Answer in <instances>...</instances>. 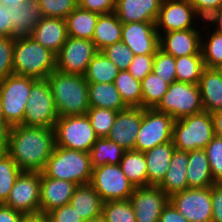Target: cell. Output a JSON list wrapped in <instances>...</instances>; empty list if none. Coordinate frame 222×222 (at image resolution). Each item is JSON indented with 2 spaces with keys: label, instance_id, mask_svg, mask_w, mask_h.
Segmentation results:
<instances>
[{
  "label": "cell",
  "instance_id": "6da1fadb",
  "mask_svg": "<svg viewBox=\"0 0 222 222\" xmlns=\"http://www.w3.org/2000/svg\"><path fill=\"white\" fill-rule=\"evenodd\" d=\"M55 148V132L49 127H11L7 153L22 171L42 172Z\"/></svg>",
  "mask_w": 222,
  "mask_h": 222
},
{
  "label": "cell",
  "instance_id": "7a4b0ae2",
  "mask_svg": "<svg viewBox=\"0 0 222 222\" xmlns=\"http://www.w3.org/2000/svg\"><path fill=\"white\" fill-rule=\"evenodd\" d=\"M59 117L84 115L90 108L88 82L83 75L54 70L47 78Z\"/></svg>",
  "mask_w": 222,
  "mask_h": 222
},
{
  "label": "cell",
  "instance_id": "3957f363",
  "mask_svg": "<svg viewBox=\"0 0 222 222\" xmlns=\"http://www.w3.org/2000/svg\"><path fill=\"white\" fill-rule=\"evenodd\" d=\"M56 70V54L31 36L16 38L13 52V74L46 79Z\"/></svg>",
  "mask_w": 222,
  "mask_h": 222
},
{
  "label": "cell",
  "instance_id": "277c9868",
  "mask_svg": "<svg viewBox=\"0 0 222 222\" xmlns=\"http://www.w3.org/2000/svg\"><path fill=\"white\" fill-rule=\"evenodd\" d=\"M92 170L89 153L55 146L42 172L50 178L82 185L90 183Z\"/></svg>",
  "mask_w": 222,
  "mask_h": 222
},
{
  "label": "cell",
  "instance_id": "5b68a950",
  "mask_svg": "<svg viewBox=\"0 0 222 222\" xmlns=\"http://www.w3.org/2000/svg\"><path fill=\"white\" fill-rule=\"evenodd\" d=\"M214 136L213 120L207 111L174 122L172 141L178 150L189 152L205 149Z\"/></svg>",
  "mask_w": 222,
  "mask_h": 222
},
{
  "label": "cell",
  "instance_id": "8992f818",
  "mask_svg": "<svg viewBox=\"0 0 222 222\" xmlns=\"http://www.w3.org/2000/svg\"><path fill=\"white\" fill-rule=\"evenodd\" d=\"M36 80L11 74L0 81L3 122L10 127L22 125L31 86Z\"/></svg>",
  "mask_w": 222,
  "mask_h": 222
},
{
  "label": "cell",
  "instance_id": "52a82bcc",
  "mask_svg": "<svg viewBox=\"0 0 222 222\" xmlns=\"http://www.w3.org/2000/svg\"><path fill=\"white\" fill-rule=\"evenodd\" d=\"M53 129L55 146L71 150L89 153L99 138L86 114L59 117Z\"/></svg>",
  "mask_w": 222,
  "mask_h": 222
},
{
  "label": "cell",
  "instance_id": "ba28073f",
  "mask_svg": "<svg viewBox=\"0 0 222 222\" xmlns=\"http://www.w3.org/2000/svg\"><path fill=\"white\" fill-rule=\"evenodd\" d=\"M155 109L175 120L204 111L198 84L174 81Z\"/></svg>",
  "mask_w": 222,
  "mask_h": 222
},
{
  "label": "cell",
  "instance_id": "9c48e42d",
  "mask_svg": "<svg viewBox=\"0 0 222 222\" xmlns=\"http://www.w3.org/2000/svg\"><path fill=\"white\" fill-rule=\"evenodd\" d=\"M59 118L47 79H37L31 86L22 125L54 128Z\"/></svg>",
  "mask_w": 222,
  "mask_h": 222
},
{
  "label": "cell",
  "instance_id": "30bf717a",
  "mask_svg": "<svg viewBox=\"0 0 222 222\" xmlns=\"http://www.w3.org/2000/svg\"><path fill=\"white\" fill-rule=\"evenodd\" d=\"M175 119L155 108H142V122L135 142L136 151L145 152L172 141Z\"/></svg>",
  "mask_w": 222,
  "mask_h": 222
},
{
  "label": "cell",
  "instance_id": "8fae6325",
  "mask_svg": "<svg viewBox=\"0 0 222 222\" xmlns=\"http://www.w3.org/2000/svg\"><path fill=\"white\" fill-rule=\"evenodd\" d=\"M90 184L99 193L103 202L129 200L135 188L119 164L93 168Z\"/></svg>",
  "mask_w": 222,
  "mask_h": 222
},
{
  "label": "cell",
  "instance_id": "7c38bea8",
  "mask_svg": "<svg viewBox=\"0 0 222 222\" xmlns=\"http://www.w3.org/2000/svg\"><path fill=\"white\" fill-rule=\"evenodd\" d=\"M41 172L22 171L3 203L25 214L40 213Z\"/></svg>",
  "mask_w": 222,
  "mask_h": 222
},
{
  "label": "cell",
  "instance_id": "4fadbf2b",
  "mask_svg": "<svg viewBox=\"0 0 222 222\" xmlns=\"http://www.w3.org/2000/svg\"><path fill=\"white\" fill-rule=\"evenodd\" d=\"M97 52L92 40L68 36L56 55V70L65 74L84 76Z\"/></svg>",
  "mask_w": 222,
  "mask_h": 222
},
{
  "label": "cell",
  "instance_id": "5bb4252c",
  "mask_svg": "<svg viewBox=\"0 0 222 222\" xmlns=\"http://www.w3.org/2000/svg\"><path fill=\"white\" fill-rule=\"evenodd\" d=\"M169 201L189 222H211V187L187 188L173 194Z\"/></svg>",
  "mask_w": 222,
  "mask_h": 222
},
{
  "label": "cell",
  "instance_id": "9a60e30c",
  "mask_svg": "<svg viewBox=\"0 0 222 222\" xmlns=\"http://www.w3.org/2000/svg\"><path fill=\"white\" fill-rule=\"evenodd\" d=\"M198 18L190 0H162L155 26L158 33L187 30L197 28L194 19Z\"/></svg>",
  "mask_w": 222,
  "mask_h": 222
},
{
  "label": "cell",
  "instance_id": "2e32d148",
  "mask_svg": "<svg viewBox=\"0 0 222 222\" xmlns=\"http://www.w3.org/2000/svg\"><path fill=\"white\" fill-rule=\"evenodd\" d=\"M129 201L137 222H158L169 197L159 186L135 187Z\"/></svg>",
  "mask_w": 222,
  "mask_h": 222
},
{
  "label": "cell",
  "instance_id": "e0dca14e",
  "mask_svg": "<svg viewBox=\"0 0 222 222\" xmlns=\"http://www.w3.org/2000/svg\"><path fill=\"white\" fill-rule=\"evenodd\" d=\"M121 41L134 56L155 54L159 49V33L155 22L122 23Z\"/></svg>",
  "mask_w": 222,
  "mask_h": 222
},
{
  "label": "cell",
  "instance_id": "ac0fdd59",
  "mask_svg": "<svg viewBox=\"0 0 222 222\" xmlns=\"http://www.w3.org/2000/svg\"><path fill=\"white\" fill-rule=\"evenodd\" d=\"M197 28L159 33V48L174 58L202 55V33Z\"/></svg>",
  "mask_w": 222,
  "mask_h": 222
},
{
  "label": "cell",
  "instance_id": "d6986e66",
  "mask_svg": "<svg viewBox=\"0 0 222 222\" xmlns=\"http://www.w3.org/2000/svg\"><path fill=\"white\" fill-rule=\"evenodd\" d=\"M142 122V107H128L117 113L107 138L125 150H134Z\"/></svg>",
  "mask_w": 222,
  "mask_h": 222
},
{
  "label": "cell",
  "instance_id": "ffe728a7",
  "mask_svg": "<svg viewBox=\"0 0 222 222\" xmlns=\"http://www.w3.org/2000/svg\"><path fill=\"white\" fill-rule=\"evenodd\" d=\"M78 185L74 182L47 177L41 172L40 213L69 204Z\"/></svg>",
  "mask_w": 222,
  "mask_h": 222
},
{
  "label": "cell",
  "instance_id": "44dd1931",
  "mask_svg": "<svg viewBox=\"0 0 222 222\" xmlns=\"http://www.w3.org/2000/svg\"><path fill=\"white\" fill-rule=\"evenodd\" d=\"M12 21L11 37L25 38L31 36L33 29L43 18L37 0H26L17 6H7Z\"/></svg>",
  "mask_w": 222,
  "mask_h": 222
},
{
  "label": "cell",
  "instance_id": "7402d4cb",
  "mask_svg": "<svg viewBox=\"0 0 222 222\" xmlns=\"http://www.w3.org/2000/svg\"><path fill=\"white\" fill-rule=\"evenodd\" d=\"M162 0H117L114 13L122 23L156 22Z\"/></svg>",
  "mask_w": 222,
  "mask_h": 222
},
{
  "label": "cell",
  "instance_id": "603a6c76",
  "mask_svg": "<svg viewBox=\"0 0 222 222\" xmlns=\"http://www.w3.org/2000/svg\"><path fill=\"white\" fill-rule=\"evenodd\" d=\"M31 37L57 55L68 38L66 20L43 17L33 29Z\"/></svg>",
  "mask_w": 222,
  "mask_h": 222
},
{
  "label": "cell",
  "instance_id": "cb8c5ba5",
  "mask_svg": "<svg viewBox=\"0 0 222 222\" xmlns=\"http://www.w3.org/2000/svg\"><path fill=\"white\" fill-rule=\"evenodd\" d=\"M198 86L204 111H222V69L205 68Z\"/></svg>",
  "mask_w": 222,
  "mask_h": 222
},
{
  "label": "cell",
  "instance_id": "d4e9b609",
  "mask_svg": "<svg viewBox=\"0 0 222 222\" xmlns=\"http://www.w3.org/2000/svg\"><path fill=\"white\" fill-rule=\"evenodd\" d=\"M69 204L84 221L90 222L102 216L103 201L90 183L78 185Z\"/></svg>",
  "mask_w": 222,
  "mask_h": 222
},
{
  "label": "cell",
  "instance_id": "484cf974",
  "mask_svg": "<svg viewBox=\"0 0 222 222\" xmlns=\"http://www.w3.org/2000/svg\"><path fill=\"white\" fill-rule=\"evenodd\" d=\"M173 141L155 146L144 152L147 164L148 186H158L164 179L175 151Z\"/></svg>",
  "mask_w": 222,
  "mask_h": 222
},
{
  "label": "cell",
  "instance_id": "4316f807",
  "mask_svg": "<svg viewBox=\"0 0 222 222\" xmlns=\"http://www.w3.org/2000/svg\"><path fill=\"white\" fill-rule=\"evenodd\" d=\"M188 152L175 149L163 181L158 185L168 197L188 188Z\"/></svg>",
  "mask_w": 222,
  "mask_h": 222
},
{
  "label": "cell",
  "instance_id": "83f0119b",
  "mask_svg": "<svg viewBox=\"0 0 222 222\" xmlns=\"http://www.w3.org/2000/svg\"><path fill=\"white\" fill-rule=\"evenodd\" d=\"M186 177L188 188H206L216 183L213 179L209 160L204 149H195L188 152Z\"/></svg>",
  "mask_w": 222,
  "mask_h": 222
},
{
  "label": "cell",
  "instance_id": "f1b7e54d",
  "mask_svg": "<svg viewBox=\"0 0 222 222\" xmlns=\"http://www.w3.org/2000/svg\"><path fill=\"white\" fill-rule=\"evenodd\" d=\"M88 98L90 107L118 112L128 108L114 83H88Z\"/></svg>",
  "mask_w": 222,
  "mask_h": 222
},
{
  "label": "cell",
  "instance_id": "f546056e",
  "mask_svg": "<svg viewBox=\"0 0 222 222\" xmlns=\"http://www.w3.org/2000/svg\"><path fill=\"white\" fill-rule=\"evenodd\" d=\"M122 22L113 13L101 14L96 22L92 41L97 51L121 42Z\"/></svg>",
  "mask_w": 222,
  "mask_h": 222
},
{
  "label": "cell",
  "instance_id": "4dcf8cb0",
  "mask_svg": "<svg viewBox=\"0 0 222 222\" xmlns=\"http://www.w3.org/2000/svg\"><path fill=\"white\" fill-rule=\"evenodd\" d=\"M100 14L76 7L66 18L68 36L92 40Z\"/></svg>",
  "mask_w": 222,
  "mask_h": 222
},
{
  "label": "cell",
  "instance_id": "1f68e13d",
  "mask_svg": "<svg viewBox=\"0 0 222 222\" xmlns=\"http://www.w3.org/2000/svg\"><path fill=\"white\" fill-rule=\"evenodd\" d=\"M119 165L135 187L148 186L147 164L144 152L125 150Z\"/></svg>",
  "mask_w": 222,
  "mask_h": 222
},
{
  "label": "cell",
  "instance_id": "d6a6232c",
  "mask_svg": "<svg viewBox=\"0 0 222 222\" xmlns=\"http://www.w3.org/2000/svg\"><path fill=\"white\" fill-rule=\"evenodd\" d=\"M125 149L107 137L98 138L89 151L92 169L106 164L118 165Z\"/></svg>",
  "mask_w": 222,
  "mask_h": 222
},
{
  "label": "cell",
  "instance_id": "836d02e7",
  "mask_svg": "<svg viewBox=\"0 0 222 222\" xmlns=\"http://www.w3.org/2000/svg\"><path fill=\"white\" fill-rule=\"evenodd\" d=\"M120 69L102 52L90 61L84 77L88 83H114Z\"/></svg>",
  "mask_w": 222,
  "mask_h": 222
},
{
  "label": "cell",
  "instance_id": "e575fe53",
  "mask_svg": "<svg viewBox=\"0 0 222 222\" xmlns=\"http://www.w3.org/2000/svg\"><path fill=\"white\" fill-rule=\"evenodd\" d=\"M205 68L202 55H187L175 58L177 81L198 84Z\"/></svg>",
  "mask_w": 222,
  "mask_h": 222
},
{
  "label": "cell",
  "instance_id": "d590c367",
  "mask_svg": "<svg viewBox=\"0 0 222 222\" xmlns=\"http://www.w3.org/2000/svg\"><path fill=\"white\" fill-rule=\"evenodd\" d=\"M114 84L128 107H142L141 81L136 80L127 70H120Z\"/></svg>",
  "mask_w": 222,
  "mask_h": 222
},
{
  "label": "cell",
  "instance_id": "8d00e7d4",
  "mask_svg": "<svg viewBox=\"0 0 222 222\" xmlns=\"http://www.w3.org/2000/svg\"><path fill=\"white\" fill-rule=\"evenodd\" d=\"M169 83L153 71L142 81V108H156L168 91Z\"/></svg>",
  "mask_w": 222,
  "mask_h": 222
},
{
  "label": "cell",
  "instance_id": "74e56055",
  "mask_svg": "<svg viewBox=\"0 0 222 222\" xmlns=\"http://www.w3.org/2000/svg\"><path fill=\"white\" fill-rule=\"evenodd\" d=\"M210 33V34H209ZM206 39L203 38V36ZM202 35L201 52L206 68H222V33L213 29ZM204 40V41H203Z\"/></svg>",
  "mask_w": 222,
  "mask_h": 222
},
{
  "label": "cell",
  "instance_id": "f35d334b",
  "mask_svg": "<svg viewBox=\"0 0 222 222\" xmlns=\"http://www.w3.org/2000/svg\"><path fill=\"white\" fill-rule=\"evenodd\" d=\"M22 170L8 153L0 154V202L3 204Z\"/></svg>",
  "mask_w": 222,
  "mask_h": 222
},
{
  "label": "cell",
  "instance_id": "ab89813d",
  "mask_svg": "<svg viewBox=\"0 0 222 222\" xmlns=\"http://www.w3.org/2000/svg\"><path fill=\"white\" fill-rule=\"evenodd\" d=\"M101 218L104 222H137L129 200L103 202Z\"/></svg>",
  "mask_w": 222,
  "mask_h": 222
},
{
  "label": "cell",
  "instance_id": "60d3db41",
  "mask_svg": "<svg viewBox=\"0 0 222 222\" xmlns=\"http://www.w3.org/2000/svg\"><path fill=\"white\" fill-rule=\"evenodd\" d=\"M118 111L106 108L90 107L86 115L99 138L107 137L115 122Z\"/></svg>",
  "mask_w": 222,
  "mask_h": 222
},
{
  "label": "cell",
  "instance_id": "b9f144b4",
  "mask_svg": "<svg viewBox=\"0 0 222 222\" xmlns=\"http://www.w3.org/2000/svg\"><path fill=\"white\" fill-rule=\"evenodd\" d=\"M43 17L65 19L76 7L78 0H37Z\"/></svg>",
  "mask_w": 222,
  "mask_h": 222
},
{
  "label": "cell",
  "instance_id": "7bdbcfd3",
  "mask_svg": "<svg viewBox=\"0 0 222 222\" xmlns=\"http://www.w3.org/2000/svg\"><path fill=\"white\" fill-rule=\"evenodd\" d=\"M152 71L169 84L177 81L175 58L160 48L155 53Z\"/></svg>",
  "mask_w": 222,
  "mask_h": 222
},
{
  "label": "cell",
  "instance_id": "ee69618b",
  "mask_svg": "<svg viewBox=\"0 0 222 222\" xmlns=\"http://www.w3.org/2000/svg\"><path fill=\"white\" fill-rule=\"evenodd\" d=\"M204 150L214 181L222 183V138L215 135Z\"/></svg>",
  "mask_w": 222,
  "mask_h": 222
},
{
  "label": "cell",
  "instance_id": "f6af8a7d",
  "mask_svg": "<svg viewBox=\"0 0 222 222\" xmlns=\"http://www.w3.org/2000/svg\"><path fill=\"white\" fill-rule=\"evenodd\" d=\"M102 52L120 70H127L134 58V53L122 41L106 47Z\"/></svg>",
  "mask_w": 222,
  "mask_h": 222
},
{
  "label": "cell",
  "instance_id": "bcb514c9",
  "mask_svg": "<svg viewBox=\"0 0 222 222\" xmlns=\"http://www.w3.org/2000/svg\"><path fill=\"white\" fill-rule=\"evenodd\" d=\"M15 38L0 36V81L13 74Z\"/></svg>",
  "mask_w": 222,
  "mask_h": 222
},
{
  "label": "cell",
  "instance_id": "7dc6e473",
  "mask_svg": "<svg viewBox=\"0 0 222 222\" xmlns=\"http://www.w3.org/2000/svg\"><path fill=\"white\" fill-rule=\"evenodd\" d=\"M155 54L135 55L127 71L138 81H142L153 68Z\"/></svg>",
  "mask_w": 222,
  "mask_h": 222
},
{
  "label": "cell",
  "instance_id": "c3c4849f",
  "mask_svg": "<svg viewBox=\"0 0 222 222\" xmlns=\"http://www.w3.org/2000/svg\"><path fill=\"white\" fill-rule=\"evenodd\" d=\"M46 216L49 222H84L70 204L51 210Z\"/></svg>",
  "mask_w": 222,
  "mask_h": 222
},
{
  "label": "cell",
  "instance_id": "681fc988",
  "mask_svg": "<svg viewBox=\"0 0 222 222\" xmlns=\"http://www.w3.org/2000/svg\"><path fill=\"white\" fill-rule=\"evenodd\" d=\"M117 0H78V6L98 14L113 13Z\"/></svg>",
  "mask_w": 222,
  "mask_h": 222
},
{
  "label": "cell",
  "instance_id": "f907efd6",
  "mask_svg": "<svg viewBox=\"0 0 222 222\" xmlns=\"http://www.w3.org/2000/svg\"><path fill=\"white\" fill-rule=\"evenodd\" d=\"M196 13L205 21L222 6V0H190Z\"/></svg>",
  "mask_w": 222,
  "mask_h": 222
},
{
  "label": "cell",
  "instance_id": "816d5d0a",
  "mask_svg": "<svg viewBox=\"0 0 222 222\" xmlns=\"http://www.w3.org/2000/svg\"><path fill=\"white\" fill-rule=\"evenodd\" d=\"M212 221L222 222V183L211 186Z\"/></svg>",
  "mask_w": 222,
  "mask_h": 222
},
{
  "label": "cell",
  "instance_id": "f5cc1de1",
  "mask_svg": "<svg viewBox=\"0 0 222 222\" xmlns=\"http://www.w3.org/2000/svg\"><path fill=\"white\" fill-rule=\"evenodd\" d=\"M158 222H189L169 201L164 207Z\"/></svg>",
  "mask_w": 222,
  "mask_h": 222
},
{
  "label": "cell",
  "instance_id": "db71d44e",
  "mask_svg": "<svg viewBox=\"0 0 222 222\" xmlns=\"http://www.w3.org/2000/svg\"><path fill=\"white\" fill-rule=\"evenodd\" d=\"M12 21L10 12L6 10V7L0 4V36L11 37Z\"/></svg>",
  "mask_w": 222,
  "mask_h": 222
},
{
  "label": "cell",
  "instance_id": "11a10c76",
  "mask_svg": "<svg viewBox=\"0 0 222 222\" xmlns=\"http://www.w3.org/2000/svg\"><path fill=\"white\" fill-rule=\"evenodd\" d=\"M23 215V213L13 210L5 204L0 206V222H20Z\"/></svg>",
  "mask_w": 222,
  "mask_h": 222
},
{
  "label": "cell",
  "instance_id": "9f6ffc18",
  "mask_svg": "<svg viewBox=\"0 0 222 222\" xmlns=\"http://www.w3.org/2000/svg\"><path fill=\"white\" fill-rule=\"evenodd\" d=\"M11 127L0 121V154L7 153L9 145V134Z\"/></svg>",
  "mask_w": 222,
  "mask_h": 222
},
{
  "label": "cell",
  "instance_id": "6f0895ef",
  "mask_svg": "<svg viewBox=\"0 0 222 222\" xmlns=\"http://www.w3.org/2000/svg\"><path fill=\"white\" fill-rule=\"evenodd\" d=\"M205 22H207L208 24L211 23V26L212 23H214L213 26L215 27L213 29L222 33V6L210 17H208Z\"/></svg>",
  "mask_w": 222,
  "mask_h": 222
},
{
  "label": "cell",
  "instance_id": "680465c9",
  "mask_svg": "<svg viewBox=\"0 0 222 222\" xmlns=\"http://www.w3.org/2000/svg\"><path fill=\"white\" fill-rule=\"evenodd\" d=\"M211 117L215 135L222 138V111L211 113Z\"/></svg>",
  "mask_w": 222,
  "mask_h": 222
},
{
  "label": "cell",
  "instance_id": "91938a15",
  "mask_svg": "<svg viewBox=\"0 0 222 222\" xmlns=\"http://www.w3.org/2000/svg\"><path fill=\"white\" fill-rule=\"evenodd\" d=\"M20 222H49V221L45 214L38 213V214H25L20 219Z\"/></svg>",
  "mask_w": 222,
  "mask_h": 222
},
{
  "label": "cell",
  "instance_id": "94428289",
  "mask_svg": "<svg viewBox=\"0 0 222 222\" xmlns=\"http://www.w3.org/2000/svg\"><path fill=\"white\" fill-rule=\"evenodd\" d=\"M26 0H0V4L7 7V6H17L21 3H24Z\"/></svg>",
  "mask_w": 222,
  "mask_h": 222
},
{
  "label": "cell",
  "instance_id": "6125c7cd",
  "mask_svg": "<svg viewBox=\"0 0 222 222\" xmlns=\"http://www.w3.org/2000/svg\"><path fill=\"white\" fill-rule=\"evenodd\" d=\"M0 121H3L1 97H0Z\"/></svg>",
  "mask_w": 222,
  "mask_h": 222
},
{
  "label": "cell",
  "instance_id": "be15d7a7",
  "mask_svg": "<svg viewBox=\"0 0 222 222\" xmlns=\"http://www.w3.org/2000/svg\"><path fill=\"white\" fill-rule=\"evenodd\" d=\"M90 222H104V220L102 218H99V219L91 220Z\"/></svg>",
  "mask_w": 222,
  "mask_h": 222
}]
</instances>
